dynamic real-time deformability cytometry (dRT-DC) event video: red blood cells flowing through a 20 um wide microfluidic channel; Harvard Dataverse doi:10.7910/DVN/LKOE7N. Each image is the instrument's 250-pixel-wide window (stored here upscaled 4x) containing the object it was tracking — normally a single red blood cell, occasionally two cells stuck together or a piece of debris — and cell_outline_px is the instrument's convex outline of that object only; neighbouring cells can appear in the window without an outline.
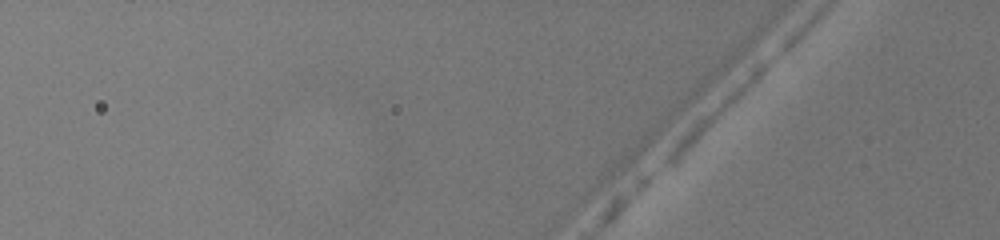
{"species": "common noctule bat (a hibernating species)", "species_latin": "Nyctalus noctula", "temperature_condition": "warm", "stored_images_in_passage": 2, "camera_frame_rate_fps": 3000, "um_per_image_px": 0.085, "animal": {"sex": "female", "body_mass_g": 19.5, "forearm_length_mm": 54.1}, "frame": {"image": 1, "passage_image": 2, "time_ms": 0.333, "image_size_px": [1000, 240], "cell_outline_px": [[772, 60], [712, 120], [668, 160], [664, 160], [664, 156], [676, 136], [760, 60], [768, 56], [772, 56]], "centroid_in_image_um": [60.78, 9.23], "position_along_channel_um": 65.0, "area_um2": 11.04}}